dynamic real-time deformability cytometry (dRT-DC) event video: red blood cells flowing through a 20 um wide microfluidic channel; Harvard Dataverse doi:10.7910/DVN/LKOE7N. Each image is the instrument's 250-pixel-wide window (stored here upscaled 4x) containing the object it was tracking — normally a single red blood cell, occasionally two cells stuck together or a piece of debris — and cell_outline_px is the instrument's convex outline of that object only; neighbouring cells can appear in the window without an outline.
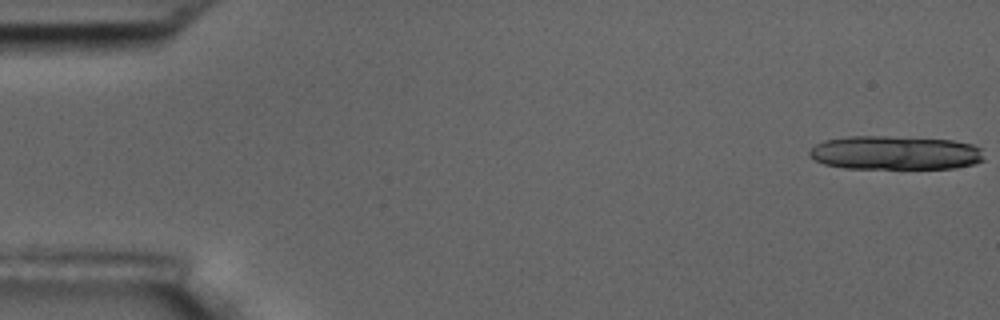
{"species": "common noctule bat (a hibernating species)", "species_latin": "Nyctalus noctula", "temperature_condition": "room temperature", "stored_images_in_passage": 6, "camera_frame_rate_fps": 3000, "um_per_image_px": 0.085, "animal": {"sex": "male", "body_mass_g": 17.5, "forearm_length_mm": 52.3}, "frame": {"image": 1, "passage_image": 1, "time_ms": 0.0, "image_size_px": [1000, 320], "cell_outline_px": [[984, 160], [972, 164], [956, 168], [844, 168], [824, 164], [808, 156], [808, 152], [816, 144], [824, 140], [848, 136], [888, 136], [952, 140], [972, 144], [980, 148]], "centroid_in_image_um": [76.06, 12.98], "position_along_channel_um": 8.9, "area_um2": 34.45}}